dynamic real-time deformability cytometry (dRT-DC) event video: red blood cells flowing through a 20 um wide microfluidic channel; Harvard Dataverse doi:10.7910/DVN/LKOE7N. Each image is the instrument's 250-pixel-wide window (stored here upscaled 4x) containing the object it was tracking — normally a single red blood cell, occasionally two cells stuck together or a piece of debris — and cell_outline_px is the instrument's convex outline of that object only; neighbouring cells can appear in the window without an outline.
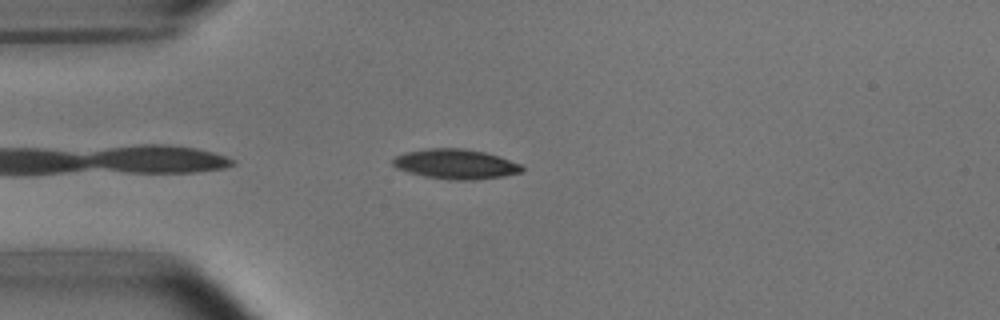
{"species": "common noctule bat (a hibernating species)", "species_latin": "Nyctalus noctula", "temperature_condition": "room temperature", "stored_images_in_passage": 6, "camera_frame_rate_fps": 3000, "um_per_image_px": 0.085, "animal": {"sex": "male", "body_mass_g": 15.6}, "frame": {"image": 1, "passage_image": 3, "time_ms": 2.333, "image_size_px": [1000, 320], "cell_outline_px": [[524, 172], [504, 176], [472, 180], [448, 180], [424, 176], [408, 172], [396, 168], [392, 164], [392, 160], [396, 156], [404, 152], [424, 148], [464, 148], [484, 152], [500, 156], [520, 164], [524, 168]], "centroid_in_image_um": [38.72, 13.94], "position_along_channel_um": 46.3, "area_um2": 22.72}}
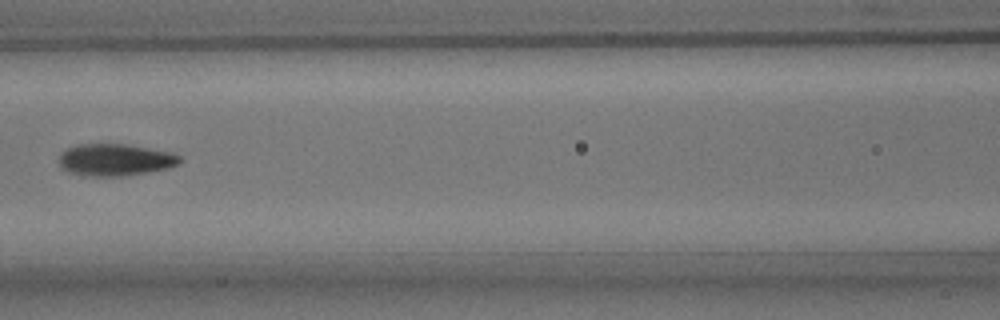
{"frame": {"image": 2, "passage_image": 6, "time_ms": 5.667, "image_size_px": [1000, 320], "cell_outline_px": [[184, 160], [180, 164], [168, 168], [120, 176], [84, 176], [68, 172], [60, 168], [60, 152], [76, 144], [124, 144], [172, 152], [180, 156]], "centroid_in_image_um": [9.78, 13.58], "position_along_channel_um": 156.8, "area_um2": 22.6}}